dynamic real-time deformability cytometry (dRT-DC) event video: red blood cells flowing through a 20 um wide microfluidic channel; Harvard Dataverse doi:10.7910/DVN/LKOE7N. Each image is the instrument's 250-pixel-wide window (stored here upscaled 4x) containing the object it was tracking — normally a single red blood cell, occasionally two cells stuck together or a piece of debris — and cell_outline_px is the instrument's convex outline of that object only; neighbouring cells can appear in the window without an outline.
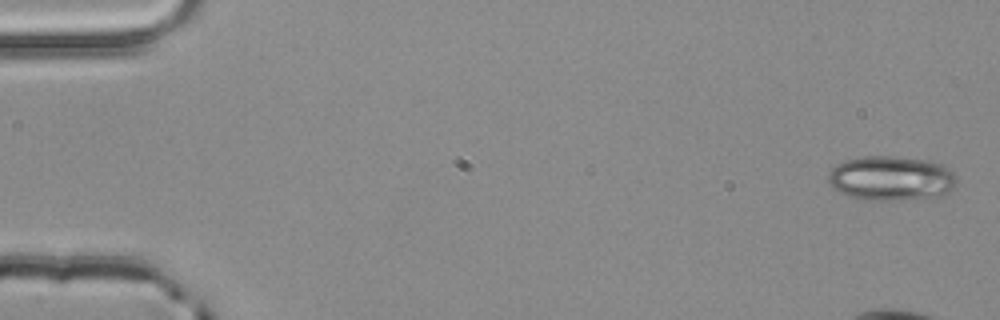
{"species": "common noctule bat (a hibernating species)", "species_latin": "Nyctalus noctula", "temperature_condition": "room temperature", "stored_images_in_passage": 4, "camera_frame_rate_fps": 3000, "um_per_image_px": 0.085, "animal": {"sex": "male", "body_mass_g": 20.4}, "frame": {"image": 1, "passage_image": 1, "time_ms": 0.0, "image_size_px": [1000, 320], "cell_outline_px": [[956, 180], [952, 188], [948, 192], [936, 196], [892, 200], [864, 200], [840, 192], [832, 188], [828, 180], [828, 172], [836, 164], [844, 160], [864, 156], [892, 156], [924, 160], [940, 164], [952, 172], [956, 176]], "centroid_in_image_um": [75.68, 15.14], "position_along_channel_um": 9.3, "area_um2": 33.0}}